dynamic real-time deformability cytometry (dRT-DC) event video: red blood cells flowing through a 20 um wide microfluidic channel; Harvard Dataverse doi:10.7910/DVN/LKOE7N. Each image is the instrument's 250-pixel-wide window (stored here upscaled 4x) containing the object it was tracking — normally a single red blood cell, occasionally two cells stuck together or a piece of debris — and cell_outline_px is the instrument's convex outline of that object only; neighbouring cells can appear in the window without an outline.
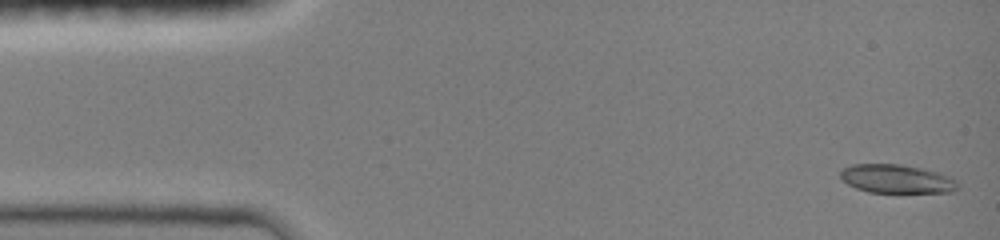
{"species": "common noctule bat (a hibernating species)", "species_latin": "Nyctalus noctula", "temperature_condition": "room temperature", "stored_images_in_passage": 28, "camera_frame_rate_fps": 3000, "um_per_image_px": 0.085, "animal": {"sex": "female", "body_mass_g": 19.0, "forearm_length_mm": 51.5}, "frame": {"image": 1, "passage_image": 1, "time_ms": 0.0, "image_size_px": [1000, 240], "cell_outline_px": [[956, 188], [948, 192], [868, 192], [856, 188], [848, 184], [840, 176], [840, 172], [844, 168], [852, 164], [900, 164], [932, 172], [944, 176], [952, 180], [956, 184]], "centroid_in_image_um": [76.07, 15.21], "position_along_channel_um": 8.9, "area_um2": 18.73}}
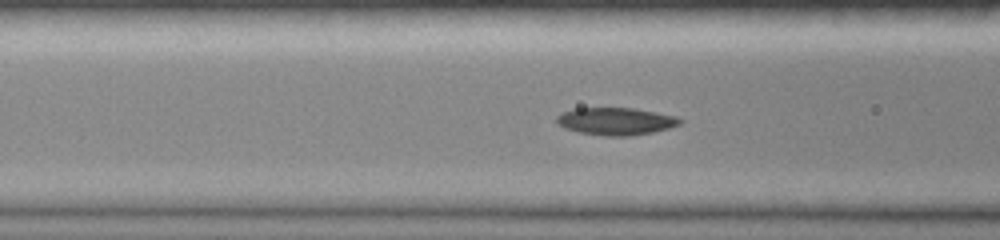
{"frame": {"image": 2, "passage_image": 21, "time_ms": 5.333, "image_size_px": [1000, 240], "cell_outline_px": [[684, 120], [680, 124], [668, 128], [652, 132], [628, 136], [608, 136], [580, 132], [564, 128], [556, 124], [556, 116], [564, 112], [576, 108], [632, 108], [676, 116]], "centroid_in_image_um": [52.33, 10.31], "position_along_channel_um": 114.3, "area_um2": 19.54}}
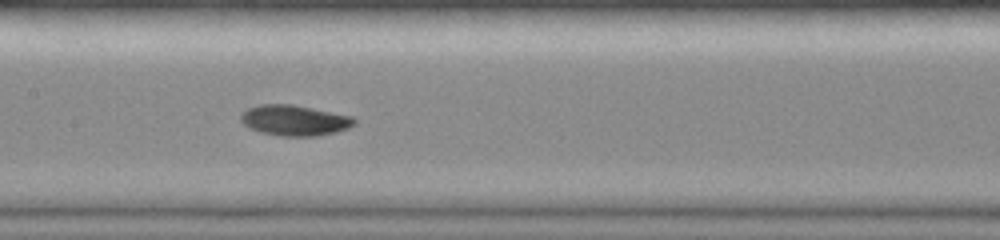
{"frame": {"image": 3, "passage_image": 27, "time_ms": 7.0, "image_size_px": [1000, 240], "cell_outline_px": [[356, 124], [348, 128], [336, 132], [316, 136], [280, 136], [260, 132], [248, 128], [240, 120], [240, 112], [248, 108], [260, 104], [292, 104], [352, 116], [356, 120]], "centroid_in_image_um": [25.01, 10.23], "position_along_channel_um": 182.4, "area_um2": 20.4}}